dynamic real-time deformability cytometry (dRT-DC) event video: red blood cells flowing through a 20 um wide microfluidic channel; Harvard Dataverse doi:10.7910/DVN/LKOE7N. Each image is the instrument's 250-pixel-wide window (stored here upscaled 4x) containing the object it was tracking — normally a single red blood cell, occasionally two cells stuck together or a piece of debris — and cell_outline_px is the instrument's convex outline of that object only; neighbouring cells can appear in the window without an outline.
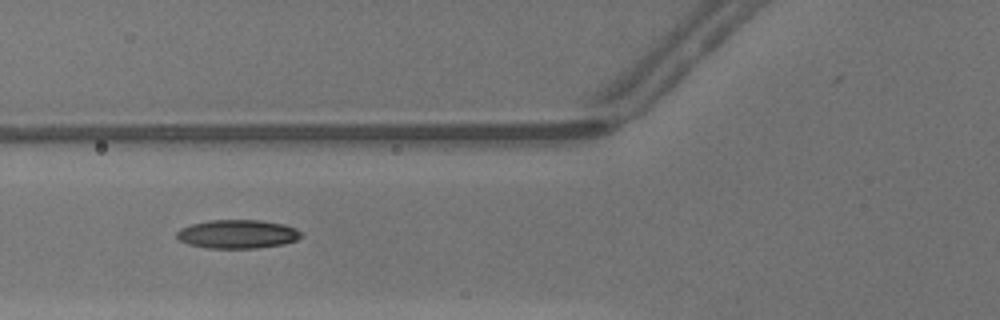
{"species": "common noctule bat (a hibernating species)", "species_latin": "Nyctalus noctula", "temperature_condition": "warm", "stored_images_in_passage": 49, "camera_frame_rate_fps": 3000, "um_per_image_px": 0.085, "animal": {"sex": "male", "body_mass_g": 13.3}, "frame": {"image": 1, "passage_image": 20, "time_ms": 6.333, "image_size_px": [1000, 320], "cell_outline_px": [[304, 236], [296, 240], [284, 244], [256, 248], [208, 248], [188, 244], [180, 240], [176, 236], [176, 232], [180, 228], [192, 224], [208, 220], [260, 220], [284, 224], [296, 228]], "centroid_in_image_um": [20.2, 19.89], "position_along_channel_um": 105.6, "area_um2": 20.87}}
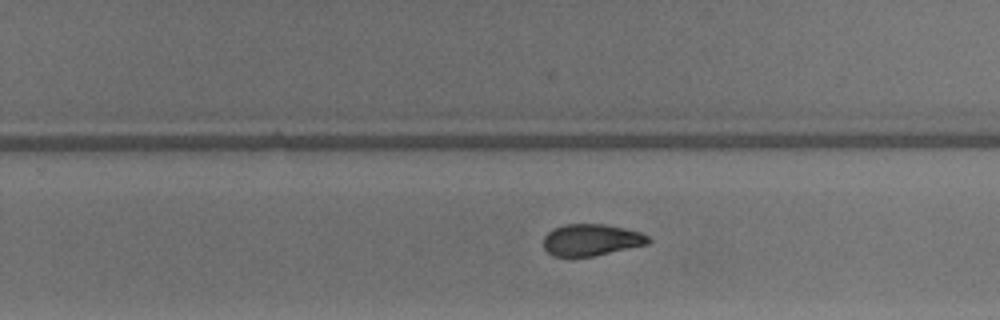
{"frame": {"image": 2, "passage_image": 32, "time_ms": 10.333, "image_size_px": [1000, 320], "cell_outline_px": [[652, 240], [648, 244], [592, 256], [552, 256], [544, 248], [544, 236], [552, 228], [564, 224], [604, 224], [624, 228], [640, 232], [648, 236]], "centroid_in_image_um": [50.25, 20.38], "position_along_channel_um": 279.6, "area_um2": 19.31}}
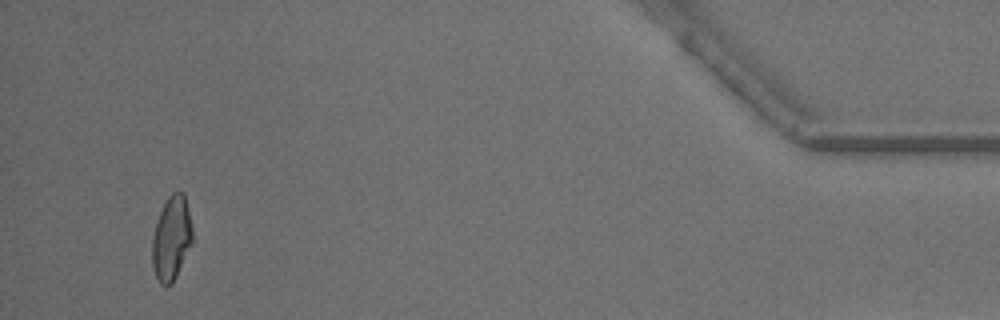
{"frame": {"image": 3, "passage_image": 47, "time_ms": 15.333, "image_size_px": [1000, 320], "cell_outline_px": [[192, 244], [172, 284], [160, 284], [152, 268], [152, 236], [160, 212], [168, 196], [172, 192], [184, 192], [192, 228]], "centroid_in_image_um": [14.57, 20.26], "position_along_channel_um": 420.6, "area_um2": 19.59}, "authors_computed_cell_mechanics": {"area_um2": 19.941, "velocity_mm_per_s": 4.3491, "shape_relaxation_time_tau1_ms": 5.5354, "shape_relaxation_time_tau2_ms": 4.1352, "deformation_change_tau1": 0.169, "deformation_change_tau2": 0.102}}